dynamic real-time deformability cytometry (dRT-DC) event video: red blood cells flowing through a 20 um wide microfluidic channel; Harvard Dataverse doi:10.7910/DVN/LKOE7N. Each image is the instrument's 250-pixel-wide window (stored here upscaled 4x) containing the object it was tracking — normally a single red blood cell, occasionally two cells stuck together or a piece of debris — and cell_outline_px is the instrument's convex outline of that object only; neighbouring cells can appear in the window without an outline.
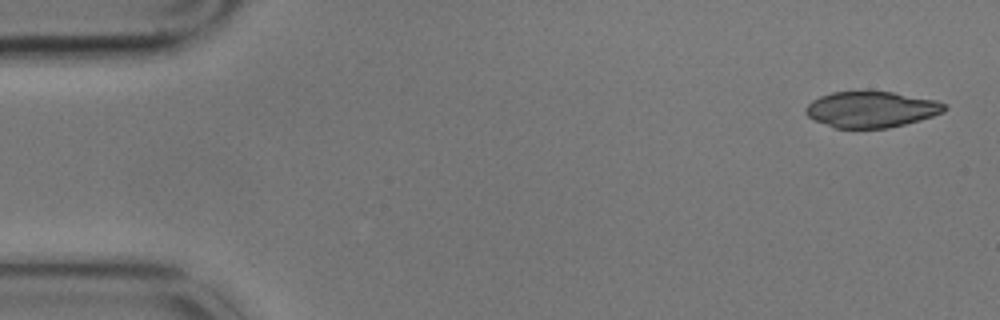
{"species": "common noctule bat (a hibernating species)", "species_latin": "Nyctalus noctula", "temperature_condition": "cold", "stored_images_in_passage": 5, "camera_frame_rate_fps": 3000, "um_per_image_px": 0.085, "animal": {"sex": "male", "body_mass_g": 17.9}, "frame": {"image": 1, "passage_image": 1, "time_ms": 0.0, "image_size_px": [1000, 320], "cell_outline_px": [[948, 108], [944, 112], [920, 120], [888, 128], [832, 128], [812, 120], [804, 112], [804, 108], [812, 100], [820, 96], [832, 92], [892, 92], [936, 100], [948, 104]], "centroid_in_image_um": [74.04, 9.31], "position_along_channel_um": 11.0, "area_um2": 29.3}}